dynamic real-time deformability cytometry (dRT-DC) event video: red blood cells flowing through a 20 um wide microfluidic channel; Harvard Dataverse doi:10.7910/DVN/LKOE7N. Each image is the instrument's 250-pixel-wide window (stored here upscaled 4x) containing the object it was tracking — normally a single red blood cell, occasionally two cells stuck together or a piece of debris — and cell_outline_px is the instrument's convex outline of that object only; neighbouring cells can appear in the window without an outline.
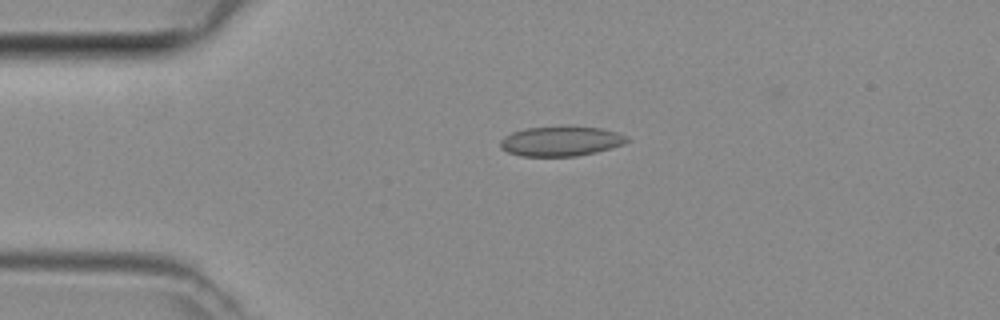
{"species": "common noctule bat (a hibernating species)", "species_latin": "Nyctalus noctula", "temperature_condition": "room temperature", "stored_images_in_passage": 4, "camera_frame_rate_fps": 3000, "um_per_image_px": 0.085, "animal": {"sex": "female", "body_mass_g": 29.2, "forearm_length_mm": 56.3}, "frame": {"image": 1, "passage_image": 3, "time_ms": 0.667, "image_size_px": [1000, 320], "cell_outline_px": [[632, 140], [624, 144], [596, 152], [576, 156], [520, 156], [508, 152], [500, 148], [500, 140], [504, 136], [512, 132], [528, 128], [604, 128], [628, 136]], "centroid_in_image_um": [47.69, 12.03], "position_along_channel_um": 37.3, "area_um2": 21.62}}